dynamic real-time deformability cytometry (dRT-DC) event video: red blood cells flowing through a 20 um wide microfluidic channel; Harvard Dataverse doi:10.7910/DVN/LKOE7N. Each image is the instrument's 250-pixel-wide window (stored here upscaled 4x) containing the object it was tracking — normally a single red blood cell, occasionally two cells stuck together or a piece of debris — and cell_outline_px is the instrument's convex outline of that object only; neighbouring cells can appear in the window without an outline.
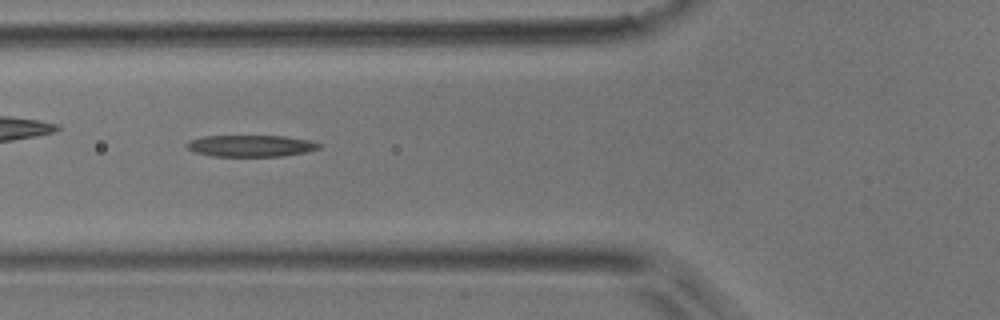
{"species": "common noctule bat (a hibernating species)", "species_latin": "Nyctalus noctula", "temperature_condition": "room temperature", "stored_images_in_passage": 30, "camera_frame_rate_fps": 3000, "um_per_image_px": 0.085, "animal": {"sex": "male", "body_mass_g": 17.9}, "frame": {"image": 1, "passage_image": 13, "time_ms": 4.0, "image_size_px": [1000, 320], "cell_outline_px": [[320, 148], [308, 152], [284, 156], [212, 156], [192, 152], [184, 144], [188, 140], [200, 136], [284, 136], [308, 140], [320, 144]], "centroid_in_image_um": [21.26, 12.4], "position_along_channel_um": 104.5, "area_um2": 16.82}}
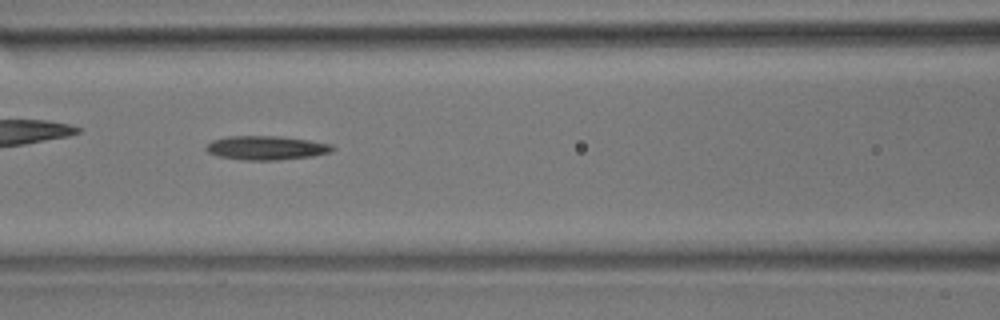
{"frame": {"image": 2, "passage_image": 16, "time_ms": 5.0, "image_size_px": [1000, 320], "cell_outline_px": [[336, 148], [332, 152], [312, 156], [276, 160], [244, 160], [216, 156], [208, 152], [204, 148], [212, 140], [228, 136], [280, 136], [308, 140], [332, 144]], "centroid_in_image_um": [22.64, 12.57], "position_along_channel_um": 144.0, "area_um2": 17.74}}
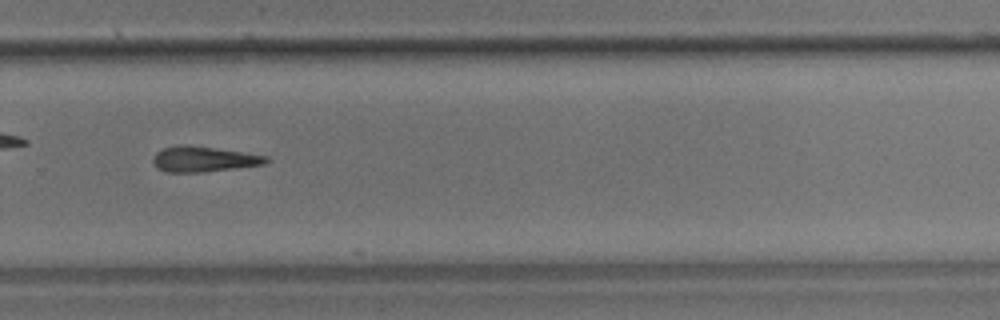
{"frame": {"image": 3, "passage_image": 29, "time_ms": 9.333, "image_size_px": [1000, 320], "cell_outline_px": [[272, 160], [264, 164], [204, 172], [164, 172], [156, 168], [152, 164], [152, 156], [156, 152], [164, 148], [184, 144], [216, 148], [268, 156]], "centroid_in_image_um": [17.27, 13.53], "position_along_channel_um": 312.5, "area_um2": 16.88}}